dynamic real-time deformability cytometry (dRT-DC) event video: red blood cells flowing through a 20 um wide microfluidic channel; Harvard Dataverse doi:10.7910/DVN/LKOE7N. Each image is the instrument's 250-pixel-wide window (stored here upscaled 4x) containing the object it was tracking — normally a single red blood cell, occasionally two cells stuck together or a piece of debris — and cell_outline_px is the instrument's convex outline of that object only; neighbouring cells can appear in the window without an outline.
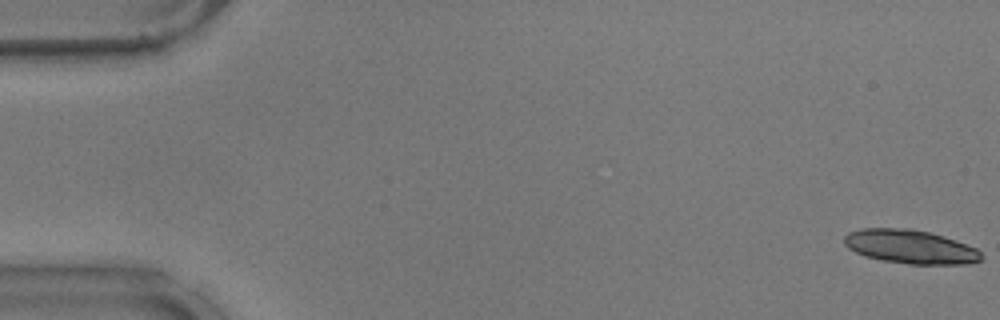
{"species": "common noctule bat (a hibernating species)", "species_latin": "Nyctalus noctula", "temperature_condition": "warm", "stored_images_in_passage": 20, "camera_frame_rate_fps": 3000, "um_per_image_px": 0.085, "animal": {"sex": "male", "body_mass_g": 17.9}, "frame": {"image": 1, "passage_image": 1, "time_ms": 0.0, "image_size_px": [1000, 320], "cell_outline_px": [[984, 256], [980, 260], [968, 264], [912, 264], [884, 260], [864, 256], [848, 248], [844, 244], [844, 236], [848, 232], [860, 228], [912, 228], [928, 232], [956, 240], [976, 248]], "centroid_in_image_um": [77.36, 20.96], "position_along_channel_um": 7.6, "area_um2": 26.99}}